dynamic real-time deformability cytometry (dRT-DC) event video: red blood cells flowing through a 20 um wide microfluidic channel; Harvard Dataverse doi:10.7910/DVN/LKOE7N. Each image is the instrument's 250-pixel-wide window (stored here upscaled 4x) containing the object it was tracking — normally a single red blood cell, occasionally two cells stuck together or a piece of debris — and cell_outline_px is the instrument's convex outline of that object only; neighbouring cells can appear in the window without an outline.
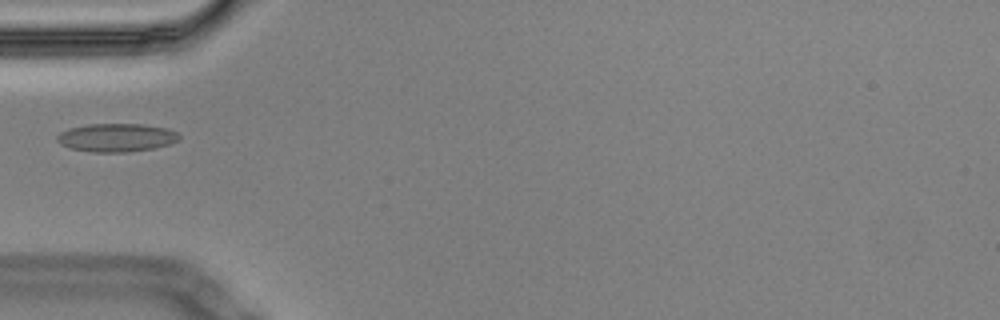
{"species": "Egyptian fruit bat (a non-hibernating species)", "species_latin": "Rousettus aegyptiacus", "temperature_condition": "cold", "stored_images_in_passage": 7, "camera_frame_rate_fps": 3000, "um_per_image_px": 0.085, "animal": {"sex": "male"}, "frame": {"image": 1, "passage_image": 6, "time_ms": 1.667, "image_size_px": [1000, 320], "cell_outline_px": [[180, 140], [172, 144], [152, 148], [128, 152], [92, 152], [68, 148], [60, 144], [56, 140], [56, 136], [60, 132], [68, 128], [88, 124], [144, 124], [168, 128], [176, 132], [180, 136]], "centroid_in_image_um": [9.89, 11.69], "position_along_channel_um": 75.1, "area_um2": 20.4}}